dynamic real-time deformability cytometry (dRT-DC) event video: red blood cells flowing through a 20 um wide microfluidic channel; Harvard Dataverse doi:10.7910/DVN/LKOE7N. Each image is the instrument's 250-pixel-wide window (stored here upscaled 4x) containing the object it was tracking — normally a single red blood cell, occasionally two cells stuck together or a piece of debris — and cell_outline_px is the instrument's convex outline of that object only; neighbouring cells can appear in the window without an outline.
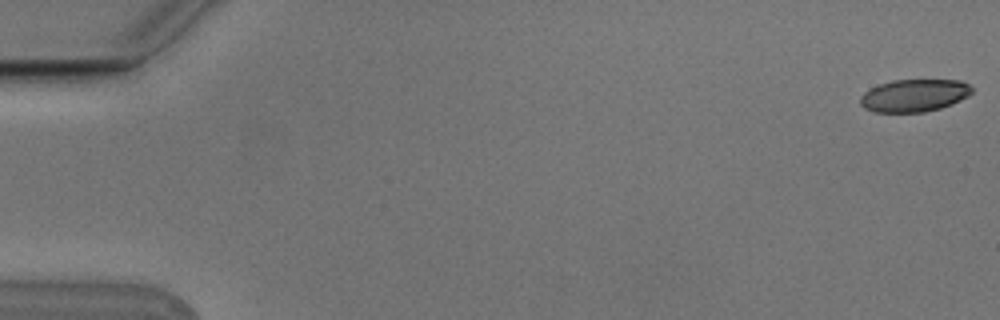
{"species": "Egyptian fruit bat (a non-hibernating species)", "species_latin": "Rousettus aegyptiacus", "temperature_condition": "cold", "stored_images_in_passage": 7, "camera_frame_rate_fps": 3000, "um_per_image_px": 0.085, "animal": {"sex": "male"}, "frame": {"image": 1, "passage_image": 1, "time_ms": 0.0, "image_size_px": [1000, 320], "cell_outline_px": [[972, 92], [968, 96], [952, 104], [940, 108], [924, 112], [876, 112], [864, 108], [860, 104], [860, 96], [864, 92], [880, 84], [892, 80], [960, 80], [968, 84], [972, 88]], "centroid_in_image_um": [77.7, 8.11], "position_along_channel_um": 7.3, "area_um2": 21.1}}
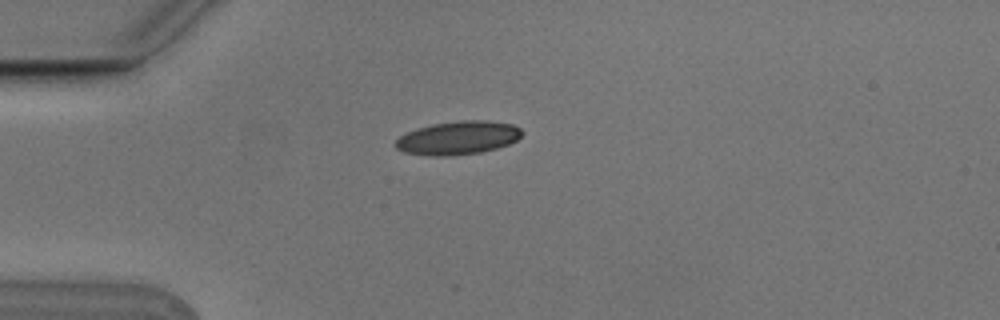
{"frame": {"image": 2, "passage_image": 5, "time_ms": 1.333, "image_size_px": [1000, 320], "cell_outline_px": [[524, 132], [516, 140], [508, 144], [496, 148], [480, 152], [452, 156], [432, 156], [404, 152], [396, 148], [392, 144], [400, 136], [408, 132], [432, 124], [460, 120], [488, 120], [512, 124], [520, 128]], "centroid_in_image_um": [38.93, 11.72], "position_along_channel_um": 46.1, "area_um2": 24.62}}